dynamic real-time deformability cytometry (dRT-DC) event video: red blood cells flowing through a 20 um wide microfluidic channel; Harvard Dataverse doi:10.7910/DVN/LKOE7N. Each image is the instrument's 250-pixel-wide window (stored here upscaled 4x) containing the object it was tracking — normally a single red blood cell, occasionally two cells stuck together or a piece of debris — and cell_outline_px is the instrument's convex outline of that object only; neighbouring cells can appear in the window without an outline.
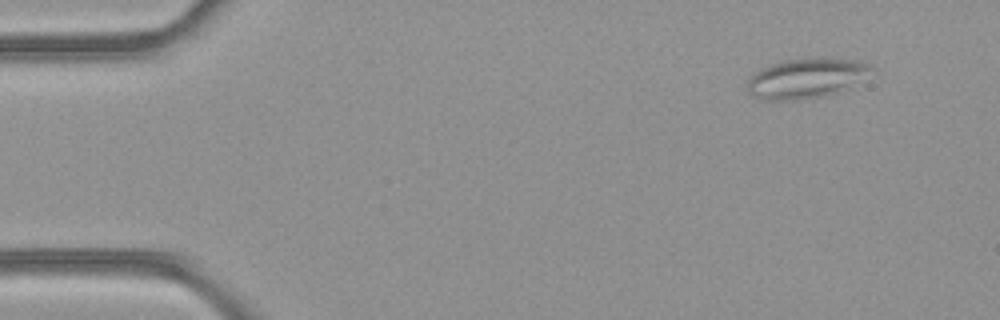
{"species": "common noctule bat (a hibernating species)", "species_latin": "Nyctalus noctula", "temperature_condition": "room temperature", "stored_images_in_passage": 5, "camera_frame_rate_fps": 3000, "um_per_image_px": 0.085, "animal": {"sex": "female", "body_mass_g": 21.9}, "frame": {"image": 1, "passage_image": 1, "time_ms": 0.0, "image_size_px": [1000, 320], "cell_outline_px": [[876, 68], [852, 88], [840, 92], [824, 96], [796, 100], [764, 100], [752, 96], [748, 92], [748, 76], [752, 72], [760, 68], [784, 60], [820, 56], [828, 56], [856, 60], [868, 64]], "centroid_in_image_um": [68.56, 6.63], "position_along_channel_um": 16.4, "area_um2": 29.82}}